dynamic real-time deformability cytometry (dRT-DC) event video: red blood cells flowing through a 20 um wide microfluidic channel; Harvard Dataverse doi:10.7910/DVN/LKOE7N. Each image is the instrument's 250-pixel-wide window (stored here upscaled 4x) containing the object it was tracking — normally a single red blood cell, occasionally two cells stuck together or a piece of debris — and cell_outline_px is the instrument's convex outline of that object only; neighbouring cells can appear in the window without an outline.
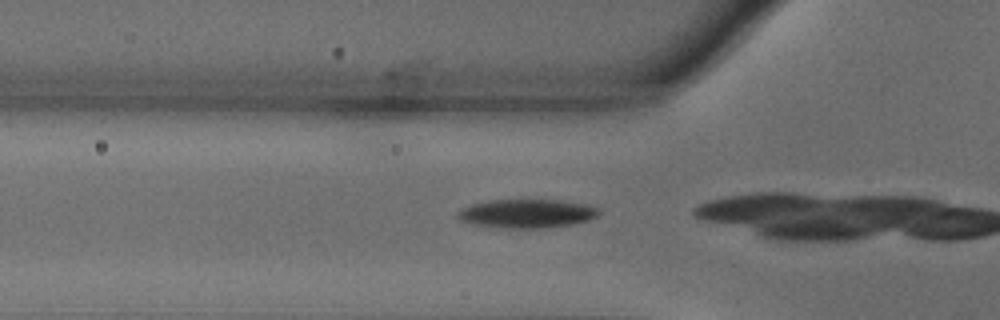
{"species": "common noctule bat (a hibernating species)", "species_latin": "Nyctalus noctula", "temperature_condition": "warm", "stored_images_in_passage": 7, "camera_frame_rate_fps": 3000, "um_per_image_px": 0.085, "animal": {"sex": "male", "body_mass_g": 18.8}, "frame": {"image": 1, "passage_image": 5, "time_ms": 1.333, "image_size_px": [1000, 320], "cell_outline_px": [[600, 212], [596, 216], [588, 220], [572, 224], [540, 228], [504, 228], [476, 224], [460, 220], [456, 216], [456, 212], [460, 208], [472, 204], [492, 200], [560, 200], [588, 204], [600, 208]], "centroid_in_image_um": [44.79, 18.14], "position_along_channel_um": 81.0, "area_um2": 23.58}}